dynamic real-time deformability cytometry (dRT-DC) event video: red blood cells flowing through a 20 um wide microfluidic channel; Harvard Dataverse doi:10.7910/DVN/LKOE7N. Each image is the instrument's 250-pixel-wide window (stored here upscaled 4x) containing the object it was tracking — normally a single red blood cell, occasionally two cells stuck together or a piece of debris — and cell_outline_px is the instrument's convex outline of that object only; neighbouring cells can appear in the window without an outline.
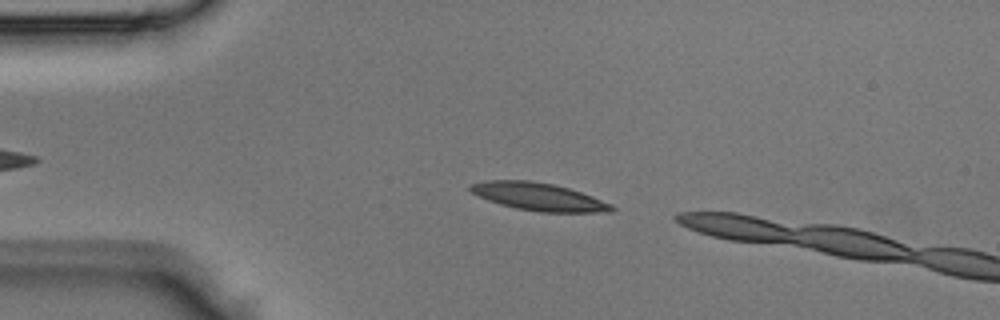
{"species": "Egyptian fruit bat (a non-hibernating species)", "species_latin": "Rousettus aegyptiacus", "temperature_condition": "room temperature", "stored_images_in_passage": 33, "camera_frame_rate_fps": 3000, "um_per_image_px": 0.085, "animal": {"sex": "male"}, "frame": {"image": 1, "passage_image": 3, "time_ms": 0.667, "image_size_px": [1000, 320], "cell_outline_px": [[616, 208], [612, 212], [540, 212], [516, 208], [500, 204], [488, 200], [472, 192], [468, 188], [468, 184], [488, 180], [528, 180], [552, 184], [568, 188], [592, 196], [612, 204]], "centroid_in_image_um": [45.79, 16.72], "position_along_channel_um": 39.2, "area_um2": 22.72}}
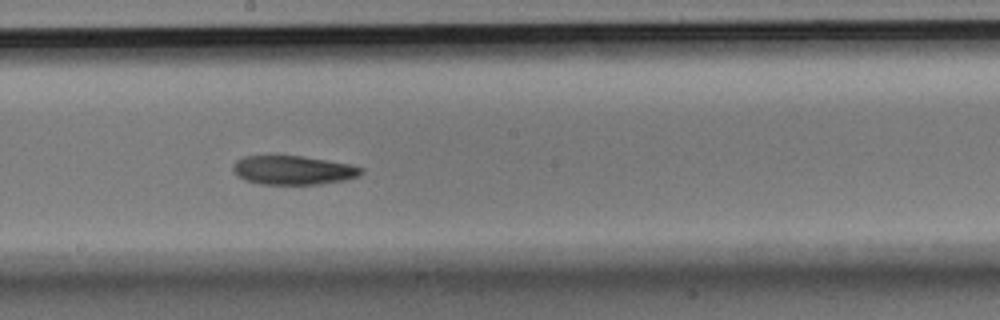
{"frame": {"image": 2, "passage_image": 17, "time_ms": 5.333, "image_size_px": [1000, 320], "cell_outline_px": [[364, 172], [356, 176], [344, 180], [320, 184], [260, 184], [248, 180], [240, 176], [232, 168], [236, 160], [244, 156], [304, 156], [352, 164], [364, 168]], "centroid_in_image_um": [24.97, 14.45], "position_along_channel_um": 223.2, "area_um2": 21.44}}
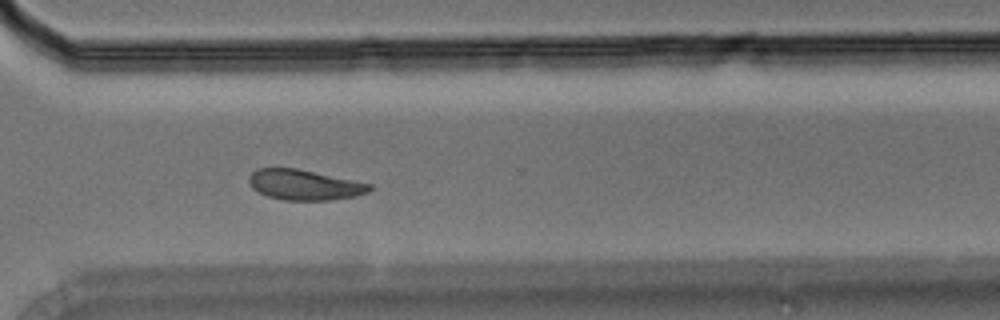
{"frame": {"image": 3, "passage_image": 25, "time_ms": 8.0, "image_size_px": [1000, 320], "cell_outline_px": [[372, 188], [368, 192], [352, 196], [328, 200], [284, 200], [268, 196], [252, 188], [248, 180], [248, 176], [256, 168], [296, 168], [372, 184]], "centroid_in_image_um": [25.83, 15.7], "position_along_channel_um": 344.8, "area_um2": 21.1}}